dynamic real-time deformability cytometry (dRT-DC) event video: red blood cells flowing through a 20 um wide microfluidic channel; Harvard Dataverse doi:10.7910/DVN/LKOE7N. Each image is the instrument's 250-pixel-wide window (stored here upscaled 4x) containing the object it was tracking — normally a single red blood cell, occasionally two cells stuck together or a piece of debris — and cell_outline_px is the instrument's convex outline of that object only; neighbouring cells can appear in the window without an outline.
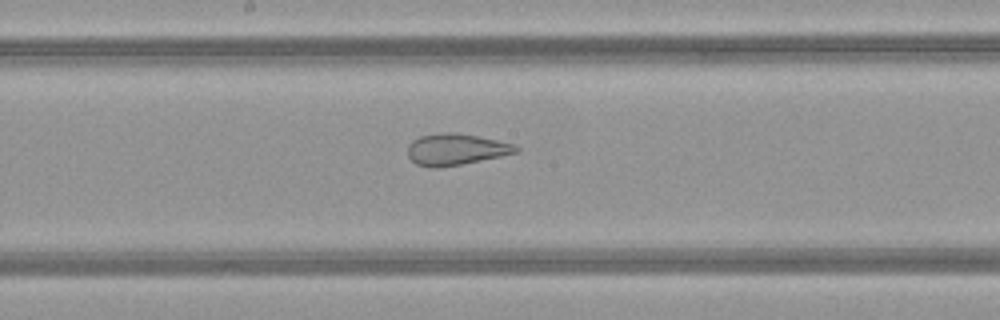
{"species": "common noctule bat (a hibernating species)", "species_latin": "Nyctalus noctula", "temperature_condition": "warm", "stored_images_in_passage": 42, "camera_frame_rate_fps": 3000, "um_per_image_px": 0.085, "animal": {"sex": "female", "body_mass_g": 21.9}, "frame": {"image": 1, "passage_image": 18, "time_ms": 5.667, "image_size_px": [1000, 320], "cell_outline_px": [[520, 152], [440, 168], [428, 168], [416, 164], [408, 156], [408, 144], [412, 140], [420, 136], [440, 132], [452, 132], [476, 136], [496, 140], [512, 144], [520, 148]], "centroid_in_image_um": [38.7, 12.7], "position_along_channel_um": 209.5, "area_um2": 19.77}}
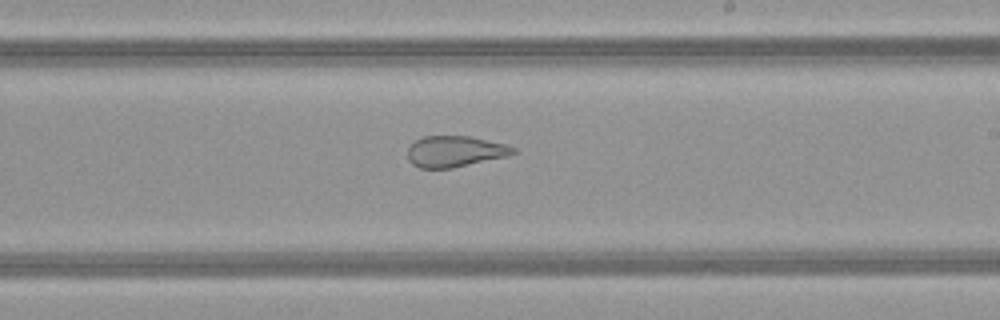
{"frame": {"image": 2, "passage_image": 21, "time_ms": 6.667, "image_size_px": [1000, 320], "cell_outline_px": [[520, 152], [508, 156], [452, 168], [420, 168], [412, 164], [408, 160], [408, 148], [416, 140], [424, 136], [472, 136], [508, 144], [516, 148]], "centroid_in_image_um": [38.73, 12.86], "position_along_channel_um": 250.3, "area_um2": 19.36}}
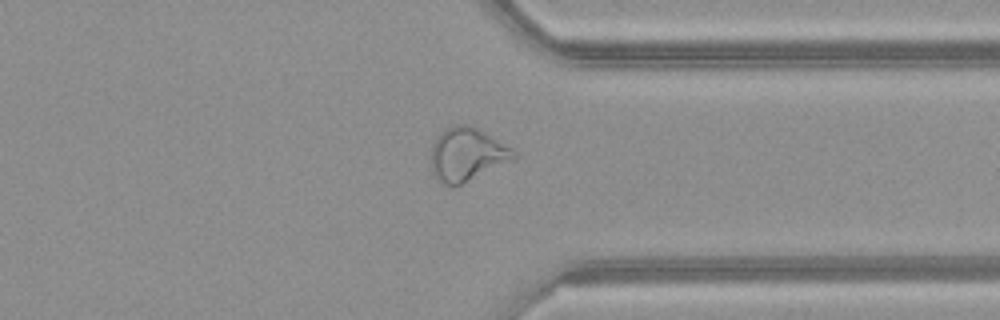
{"frame": {"image": 3, "passage_image": 30, "time_ms": 9.667, "image_size_px": [1000, 320], "cell_outline_px": [[516, 156], [452, 188], [444, 184], [432, 172], [432, 144], [436, 136], [444, 128], [452, 124], [468, 124], [484, 132], [512, 148], [516, 152]], "centroid_in_image_um": [39.62, 13.08], "position_along_channel_um": 371.8, "area_um2": 24.97}, "authors_computed_cell_mechanics": {"area_um2": 25.6054, "velocity_mm_per_s": 4.1179, "shape_relaxation_time_tau1_ms": null, "shape_relaxation_time_tau2_ms": 1.2804, "deformation_change_tau1": null, "deformation_change_tau2": 0.0917}}